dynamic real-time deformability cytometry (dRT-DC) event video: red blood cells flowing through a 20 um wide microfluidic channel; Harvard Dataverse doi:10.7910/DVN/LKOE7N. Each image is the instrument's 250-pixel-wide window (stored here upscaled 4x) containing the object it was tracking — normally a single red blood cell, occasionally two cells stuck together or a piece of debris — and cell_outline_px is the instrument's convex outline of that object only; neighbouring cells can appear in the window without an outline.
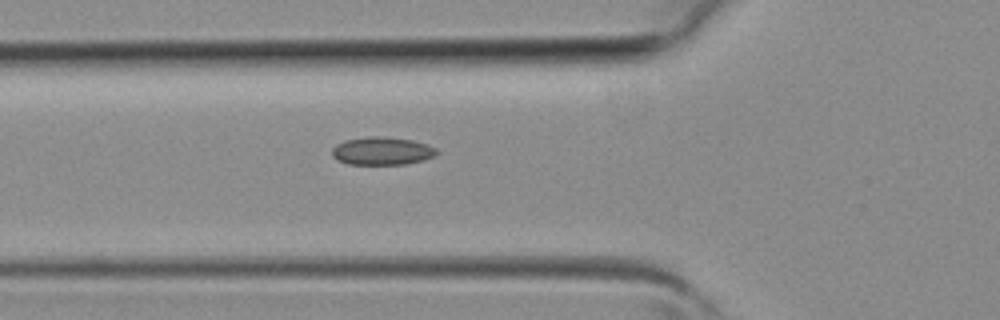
{"species": "common noctule bat (a hibernating species)", "species_latin": "Nyctalus noctula", "temperature_condition": "room temperature", "stored_images_in_passage": 5, "camera_frame_rate_fps": 3000, "um_per_image_px": 0.085, "animal": {"sex": "female", "body_mass_g": 19.3, "forearm_length_mm": 54.1}, "frame": {"image": 1, "passage_image": 5, "time_ms": 1.333, "image_size_px": [1000, 320], "cell_outline_px": [[440, 152], [436, 156], [424, 160], [404, 164], [348, 164], [336, 160], [332, 156], [332, 148], [336, 144], [344, 140], [372, 136], [380, 136], [412, 140], [428, 144], [436, 148]], "centroid_in_image_um": [32.49, 12.83], "position_along_channel_um": 93.3, "area_um2": 17.22}}